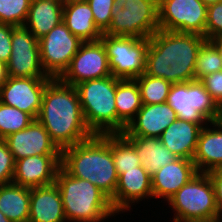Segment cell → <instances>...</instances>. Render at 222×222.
Instances as JSON below:
<instances>
[{
  "mask_svg": "<svg viewBox=\"0 0 222 222\" xmlns=\"http://www.w3.org/2000/svg\"><path fill=\"white\" fill-rule=\"evenodd\" d=\"M206 6L221 2L222 0H201Z\"/></svg>",
  "mask_w": 222,
  "mask_h": 222,
  "instance_id": "obj_42",
  "label": "cell"
},
{
  "mask_svg": "<svg viewBox=\"0 0 222 222\" xmlns=\"http://www.w3.org/2000/svg\"><path fill=\"white\" fill-rule=\"evenodd\" d=\"M7 64L0 60V87L7 81Z\"/></svg>",
  "mask_w": 222,
  "mask_h": 222,
  "instance_id": "obj_39",
  "label": "cell"
},
{
  "mask_svg": "<svg viewBox=\"0 0 222 222\" xmlns=\"http://www.w3.org/2000/svg\"><path fill=\"white\" fill-rule=\"evenodd\" d=\"M64 0H32L25 24L38 40L63 21Z\"/></svg>",
  "mask_w": 222,
  "mask_h": 222,
  "instance_id": "obj_24",
  "label": "cell"
},
{
  "mask_svg": "<svg viewBox=\"0 0 222 222\" xmlns=\"http://www.w3.org/2000/svg\"><path fill=\"white\" fill-rule=\"evenodd\" d=\"M203 127L198 123L176 119L160 135L161 143L177 158L193 160Z\"/></svg>",
  "mask_w": 222,
  "mask_h": 222,
  "instance_id": "obj_22",
  "label": "cell"
},
{
  "mask_svg": "<svg viewBox=\"0 0 222 222\" xmlns=\"http://www.w3.org/2000/svg\"><path fill=\"white\" fill-rule=\"evenodd\" d=\"M119 80L111 75L75 86L86 125L93 134L117 133L115 94Z\"/></svg>",
  "mask_w": 222,
  "mask_h": 222,
  "instance_id": "obj_5",
  "label": "cell"
},
{
  "mask_svg": "<svg viewBox=\"0 0 222 222\" xmlns=\"http://www.w3.org/2000/svg\"><path fill=\"white\" fill-rule=\"evenodd\" d=\"M159 30L158 3L154 0H114L106 35L150 38Z\"/></svg>",
  "mask_w": 222,
  "mask_h": 222,
  "instance_id": "obj_8",
  "label": "cell"
},
{
  "mask_svg": "<svg viewBox=\"0 0 222 222\" xmlns=\"http://www.w3.org/2000/svg\"><path fill=\"white\" fill-rule=\"evenodd\" d=\"M33 121L34 118L30 114L0 102V139L25 129Z\"/></svg>",
  "mask_w": 222,
  "mask_h": 222,
  "instance_id": "obj_30",
  "label": "cell"
},
{
  "mask_svg": "<svg viewBox=\"0 0 222 222\" xmlns=\"http://www.w3.org/2000/svg\"><path fill=\"white\" fill-rule=\"evenodd\" d=\"M138 83L142 104L165 103L171 83L160 77L149 76L143 73L135 79Z\"/></svg>",
  "mask_w": 222,
  "mask_h": 222,
  "instance_id": "obj_29",
  "label": "cell"
},
{
  "mask_svg": "<svg viewBox=\"0 0 222 222\" xmlns=\"http://www.w3.org/2000/svg\"><path fill=\"white\" fill-rule=\"evenodd\" d=\"M134 147L141 161V166L152 177L165 165L177 157L167 149L158 137L124 136Z\"/></svg>",
  "mask_w": 222,
  "mask_h": 222,
  "instance_id": "obj_25",
  "label": "cell"
},
{
  "mask_svg": "<svg viewBox=\"0 0 222 222\" xmlns=\"http://www.w3.org/2000/svg\"><path fill=\"white\" fill-rule=\"evenodd\" d=\"M61 155H36L15 161L13 183L36 188L55 183Z\"/></svg>",
  "mask_w": 222,
  "mask_h": 222,
  "instance_id": "obj_16",
  "label": "cell"
},
{
  "mask_svg": "<svg viewBox=\"0 0 222 222\" xmlns=\"http://www.w3.org/2000/svg\"><path fill=\"white\" fill-rule=\"evenodd\" d=\"M36 119L60 150L94 135L86 125L75 86L65 84L59 78L46 85Z\"/></svg>",
  "mask_w": 222,
  "mask_h": 222,
  "instance_id": "obj_2",
  "label": "cell"
},
{
  "mask_svg": "<svg viewBox=\"0 0 222 222\" xmlns=\"http://www.w3.org/2000/svg\"><path fill=\"white\" fill-rule=\"evenodd\" d=\"M38 42L44 72L47 76L57 79L67 70L83 41L61 22Z\"/></svg>",
  "mask_w": 222,
  "mask_h": 222,
  "instance_id": "obj_10",
  "label": "cell"
},
{
  "mask_svg": "<svg viewBox=\"0 0 222 222\" xmlns=\"http://www.w3.org/2000/svg\"><path fill=\"white\" fill-rule=\"evenodd\" d=\"M222 70V63L215 46L206 40L199 49L195 67V80Z\"/></svg>",
  "mask_w": 222,
  "mask_h": 222,
  "instance_id": "obj_31",
  "label": "cell"
},
{
  "mask_svg": "<svg viewBox=\"0 0 222 222\" xmlns=\"http://www.w3.org/2000/svg\"><path fill=\"white\" fill-rule=\"evenodd\" d=\"M32 0H0V23L23 26Z\"/></svg>",
  "mask_w": 222,
  "mask_h": 222,
  "instance_id": "obj_32",
  "label": "cell"
},
{
  "mask_svg": "<svg viewBox=\"0 0 222 222\" xmlns=\"http://www.w3.org/2000/svg\"><path fill=\"white\" fill-rule=\"evenodd\" d=\"M147 197H153L151 176L140 165L135 169L125 170L118 176L115 195L110 202L114 211L119 214L121 211H130L132 203Z\"/></svg>",
  "mask_w": 222,
  "mask_h": 222,
  "instance_id": "obj_17",
  "label": "cell"
},
{
  "mask_svg": "<svg viewBox=\"0 0 222 222\" xmlns=\"http://www.w3.org/2000/svg\"><path fill=\"white\" fill-rule=\"evenodd\" d=\"M3 140L7 143L15 161L36 155H61V150L37 119L25 129L11 133Z\"/></svg>",
  "mask_w": 222,
  "mask_h": 222,
  "instance_id": "obj_15",
  "label": "cell"
},
{
  "mask_svg": "<svg viewBox=\"0 0 222 222\" xmlns=\"http://www.w3.org/2000/svg\"><path fill=\"white\" fill-rule=\"evenodd\" d=\"M91 7L96 26L104 32L111 23L114 0H86Z\"/></svg>",
  "mask_w": 222,
  "mask_h": 222,
  "instance_id": "obj_33",
  "label": "cell"
},
{
  "mask_svg": "<svg viewBox=\"0 0 222 222\" xmlns=\"http://www.w3.org/2000/svg\"><path fill=\"white\" fill-rule=\"evenodd\" d=\"M112 157L118 176L141 165L133 145L121 133L112 134Z\"/></svg>",
  "mask_w": 222,
  "mask_h": 222,
  "instance_id": "obj_28",
  "label": "cell"
},
{
  "mask_svg": "<svg viewBox=\"0 0 222 222\" xmlns=\"http://www.w3.org/2000/svg\"><path fill=\"white\" fill-rule=\"evenodd\" d=\"M177 118L176 112L167 102L143 104L121 134L123 136L159 138L163 131Z\"/></svg>",
  "mask_w": 222,
  "mask_h": 222,
  "instance_id": "obj_18",
  "label": "cell"
},
{
  "mask_svg": "<svg viewBox=\"0 0 222 222\" xmlns=\"http://www.w3.org/2000/svg\"><path fill=\"white\" fill-rule=\"evenodd\" d=\"M212 181L219 216H222V169H214L208 172Z\"/></svg>",
  "mask_w": 222,
  "mask_h": 222,
  "instance_id": "obj_38",
  "label": "cell"
},
{
  "mask_svg": "<svg viewBox=\"0 0 222 222\" xmlns=\"http://www.w3.org/2000/svg\"><path fill=\"white\" fill-rule=\"evenodd\" d=\"M222 37V1L207 6L206 40Z\"/></svg>",
  "mask_w": 222,
  "mask_h": 222,
  "instance_id": "obj_34",
  "label": "cell"
},
{
  "mask_svg": "<svg viewBox=\"0 0 222 222\" xmlns=\"http://www.w3.org/2000/svg\"><path fill=\"white\" fill-rule=\"evenodd\" d=\"M12 53L7 62L10 77H49L40 62L38 39L24 26H16L11 38Z\"/></svg>",
  "mask_w": 222,
  "mask_h": 222,
  "instance_id": "obj_13",
  "label": "cell"
},
{
  "mask_svg": "<svg viewBox=\"0 0 222 222\" xmlns=\"http://www.w3.org/2000/svg\"><path fill=\"white\" fill-rule=\"evenodd\" d=\"M209 41L215 46L222 63V37L210 39Z\"/></svg>",
  "mask_w": 222,
  "mask_h": 222,
  "instance_id": "obj_40",
  "label": "cell"
},
{
  "mask_svg": "<svg viewBox=\"0 0 222 222\" xmlns=\"http://www.w3.org/2000/svg\"><path fill=\"white\" fill-rule=\"evenodd\" d=\"M167 202L174 209V222L220 217L208 173L198 172Z\"/></svg>",
  "mask_w": 222,
  "mask_h": 222,
  "instance_id": "obj_6",
  "label": "cell"
},
{
  "mask_svg": "<svg viewBox=\"0 0 222 222\" xmlns=\"http://www.w3.org/2000/svg\"><path fill=\"white\" fill-rule=\"evenodd\" d=\"M159 29L205 37L207 6L201 0H160Z\"/></svg>",
  "mask_w": 222,
  "mask_h": 222,
  "instance_id": "obj_11",
  "label": "cell"
},
{
  "mask_svg": "<svg viewBox=\"0 0 222 222\" xmlns=\"http://www.w3.org/2000/svg\"><path fill=\"white\" fill-rule=\"evenodd\" d=\"M55 183L67 222H103L116 214L110 199L89 180L73 177L60 166Z\"/></svg>",
  "mask_w": 222,
  "mask_h": 222,
  "instance_id": "obj_4",
  "label": "cell"
},
{
  "mask_svg": "<svg viewBox=\"0 0 222 222\" xmlns=\"http://www.w3.org/2000/svg\"><path fill=\"white\" fill-rule=\"evenodd\" d=\"M62 22L83 42L100 40L103 34L86 0H64Z\"/></svg>",
  "mask_w": 222,
  "mask_h": 222,
  "instance_id": "obj_23",
  "label": "cell"
},
{
  "mask_svg": "<svg viewBox=\"0 0 222 222\" xmlns=\"http://www.w3.org/2000/svg\"><path fill=\"white\" fill-rule=\"evenodd\" d=\"M210 125H205L198 137L193 157L198 172L222 169V120L211 122Z\"/></svg>",
  "mask_w": 222,
  "mask_h": 222,
  "instance_id": "obj_21",
  "label": "cell"
},
{
  "mask_svg": "<svg viewBox=\"0 0 222 222\" xmlns=\"http://www.w3.org/2000/svg\"><path fill=\"white\" fill-rule=\"evenodd\" d=\"M115 105L117 110V133H123L126 126L143 105L140 89L135 79L118 81L116 84Z\"/></svg>",
  "mask_w": 222,
  "mask_h": 222,
  "instance_id": "obj_26",
  "label": "cell"
},
{
  "mask_svg": "<svg viewBox=\"0 0 222 222\" xmlns=\"http://www.w3.org/2000/svg\"><path fill=\"white\" fill-rule=\"evenodd\" d=\"M15 27L11 24L0 23V60L6 64L12 53L11 38Z\"/></svg>",
  "mask_w": 222,
  "mask_h": 222,
  "instance_id": "obj_37",
  "label": "cell"
},
{
  "mask_svg": "<svg viewBox=\"0 0 222 222\" xmlns=\"http://www.w3.org/2000/svg\"><path fill=\"white\" fill-rule=\"evenodd\" d=\"M51 77L15 78L8 76L0 87V102L16 107L37 118L42 104L43 92Z\"/></svg>",
  "mask_w": 222,
  "mask_h": 222,
  "instance_id": "obj_14",
  "label": "cell"
},
{
  "mask_svg": "<svg viewBox=\"0 0 222 222\" xmlns=\"http://www.w3.org/2000/svg\"><path fill=\"white\" fill-rule=\"evenodd\" d=\"M60 166L73 177L89 180L110 200L114 197L118 174L112 157V134H94L62 149Z\"/></svg>",
  "mask_w": 222,
  "mask_h": 222,
  "instance_id": "obj_3",
  "label": "cell"
},
{
  "mask_svg": "<svg viewBox=\"0 0 222 222\" xmlns=\"http://www.w3.org/2000/svg\"><path fill=\"white\" fill-rule=\"evenodd\" d=\"M222 217H215L212 219H205V220H193V221H188V222H222Z\"/></svg>",
  "mask_w": 222,
  "mask_h": 222,
  "instance_id": "obj_41",
  "label": "cell"
},
{
  "mask_svg": "<svg viewBox=\"0 0 222 222\" xmlns=\"http://www.w3.org/2000/svg\"><path fill=\"white\" fill-rule=\"evenodd\" d=\"M109 61L101 40L82 42L67 70L59 78L63 83L76 86L87 80L111 76Z\"/></svg>",
  "mask_w": 222,
  "mask_h": 222,
  "instance_id": "obj_12",
  "label": "cell"
},
{
  "mask_svg": "<svg viewBox=\"0 0 222 222\" xmlns=\"http://www.w3.org/2000/svg\"><path fill=\"white\" fill-rule=\"evenodd\" d=\"M62 196L56 183L30 189L28 222H66Z\"/></svg>",
  "mask_w": 222,
  "mask_h": 222,
  "instance_id": "obj_20",
  "label": "cell"
},
{
  "mask_svg": "<svg viewBox=\"0 0 222 222\" xmlns=\"http://www.w3.org/2000/svg\"><path fill=\"white\" fill-rule=\"evenodd\" d=\"M0 211L11 222H28L30 188L9 183L0 185Z\"/></svg>",
  "mask_w": 222,
  "mask_h": 222,
  "instance_id": "obj_27",
  "label": "cell"
},
{
  "mask_svg": "<svg viewBox=\"0 0 222 222\" xmlns=\"http://www.w3.org/2000/svg\"><path fill=\"white\" fill-rule=\"evenodd\" d=\"M111 74L120 80L136 79L145 73L149 38L102 34Z\"/></svg>",
  "mask_w": 222,
  "mask_h": 222,
  "instance_id": "obj_9",
  "label": "cell"
},
{
  "mask_svg": "<svg viewBox=\"0 0 222 222\" xmlns=\"http://www.w3.org/2000/svg\"><path fill=\"white\" fill-rule=\"evenodd\" d=\"M200 81L211 98L222 109V70L206 75Z\"/></svg>",
  "mask_w": 222,
  "mask_h": 222,
  "instance_id": "obj_36",
  "label": "cell"
},
{
  "mask_svg": "<svg viewBox=\"0 0 222 222\" xmlns=\"http://www.w3.org/2000/svg\"><path fill=\"white\" fill-rule=\"evenodd\" d=\"M198 173L193 160L177 158L151 177L153 198L167 201Z\"/></svg>",
  "mask_w": 222,
  "mask_h": 222,
  "instance_id": "obj_19",
  "label": "cell"
},
{
  "mask_svg": "<svg viewBox=\"0 0 222 222\" xmlns=\"http://www.w3.org/2000/svg\"><path fill=\"white\" fill-rule=\"evenodd\" d=\"M166 102L178 119L198 123L202 127L222 120V109L200 80L172 84Z\"/></svg>",
  "mask_w": 222,
  "mask_h": 222,
  "instance_id": "obj_7",
  "label": "cell"
},
{
  "mask_svg": "<svg viewBox=\"0 0 222 222\" xmlns=\"http://www.w3.org/2000/svg\"><path fill=\"white\" fill-rule=\"evenodd\" d=\"M15 160L7 143L0 139V185L13 182Z\"/></svg>",
  "mask_w": 222,
  "mask_h": 222,
  "instance_id": "obj_35",
  "label": "cell"
},
{
  "mask_svg": "<svg viewBox=\"0 0 222 222\" xmlns=\"http://www.w3.org/2000/svg\"><path fill=\"white\" fill-rule=\"evenodd\" d=\"M0 222H11V221L0 211Z\"/></svg>",
  "mask_w": 222,
  "mask_h": 222,
  "instance_id": "obj_43",
  "label": "cell"
},
{
  "mask_svg": "<svg viewBox=\"0 0 222 222\" xmlns=\"http://www.w3.org/2000/svg\"><path fill=\"white\" fill-rule=\"evenodd\" d=\"M205 41L200 34L159 29L149 38L145 74L171 84L195 80L197 56Z\"/></svg>",
  "mask_w": 222,
  "mask_h": 222,
  "instance_id": "obj_1",
  "label": "cell"
}]
</instances>
